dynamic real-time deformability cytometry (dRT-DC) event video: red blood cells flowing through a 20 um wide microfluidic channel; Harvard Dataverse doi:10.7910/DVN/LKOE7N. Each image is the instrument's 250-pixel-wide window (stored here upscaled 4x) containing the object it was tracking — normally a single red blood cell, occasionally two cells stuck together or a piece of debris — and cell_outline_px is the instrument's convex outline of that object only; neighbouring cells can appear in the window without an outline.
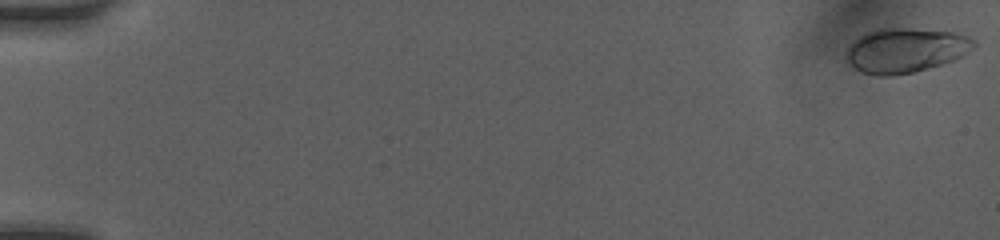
{"species": "human", "species_latin": "Homo sapiens", "temperature_condition": "room temperature", "stored_images_in_passage": 72, "camera_frame_rate_fps": 3000, "um_per_image_px": 0.085, "donor": {"sex": "female"}, "frame": {"image": 1, "passage_image": 1, "time_ms": 0.0, "image_size_px": [1000, 240], "cell_outline_px": [[976, 48], [952, 60], [940, 64], [912, 72], [892, 76], [876, 76], [860, 72], [848, 64], [848, 48], [864, 32], [876, 28], [904, 28], [952, 32], [968, 36], [976, 40]], "centroid_in_image_um": [76.97, 4.27], "position_along_channel_um": 8.0, "area_um2": 33.0}}
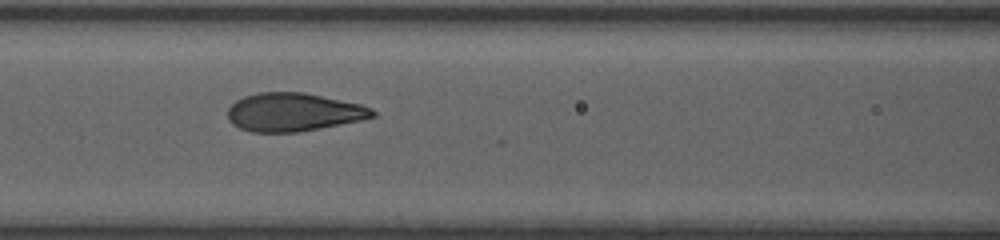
{"frame": {"image": 2, "passage_image": 39, "time_ms": 7.667, "image_size_px": [1000, 240], "cell_outline_px": [[376, 116], [360, 120], [320, 128], [296, 132], [252, 132], [240, 128], [232, 124], [228, 120], [228, 108], [236, 100], [244, 96], [260, 92], [304, 92], [360, 104], [372, 108], [376, 112]], "centroid_in_image_um": [24.93, 9.53], "position_along_channel_um": 141.7, "area_um2": 32.25}}
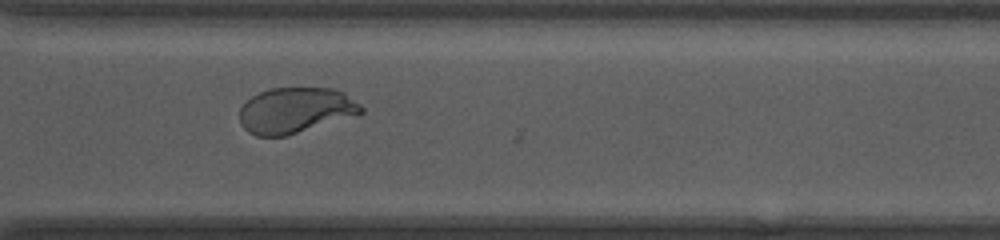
{"frame": {"image": 3, "passage_image": 71, "time_ms": 12.667, "image_size_px": [1000, 240], "cell_outline_px": [[364, 112], [284, 136], [256, 136], [248, 132], [240, 124], [240, 108], [252, 96], [260, 92], [272, 88], [332, 88], [344, 92], [360, 104], [364, 108]], "centroid_in_image_um": [25.09, 9.36], "position_along_channel_um": 345.5, "area_um2": 31.91}}